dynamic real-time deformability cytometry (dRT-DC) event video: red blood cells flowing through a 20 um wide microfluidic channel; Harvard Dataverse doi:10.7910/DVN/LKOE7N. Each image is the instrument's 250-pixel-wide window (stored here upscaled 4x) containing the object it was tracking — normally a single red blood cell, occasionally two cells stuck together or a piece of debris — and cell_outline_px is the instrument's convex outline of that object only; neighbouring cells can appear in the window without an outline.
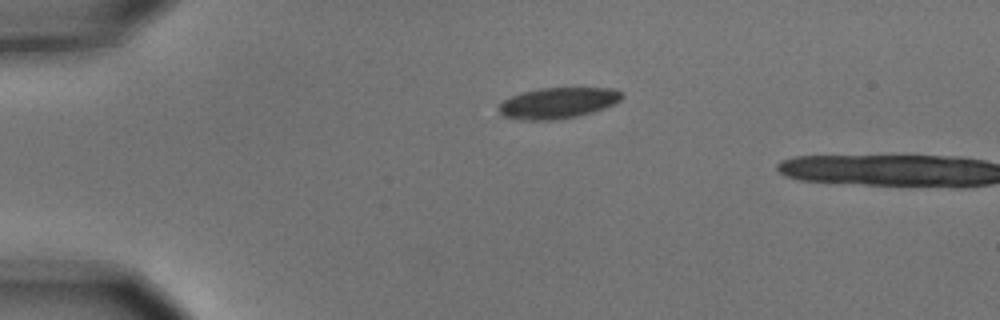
{"species": "common noctule bat (a hibernating species)", "species_latin": "Nyctalus noctula", "temperature_condition": "cold", "stored_images_in_passage": 2, "camera_frame_rate_fps": 3000, "um_per_image_px": 0.085, "animal": {"sex": "male", "body_mass_g": 15.6}, "frame": {"image": 1, "passage_image": 1, "time_ms": 0.0, "image_size_px": [1000, 320], "cell_outline_px": [[624, 96], [620, 100], [604, 108], [592, 112], [576, 116], [556, 120], [516, 120], [504, 116], [500, 112], [496, 104], [520, 92], [540, 88], [612, 88], [624, 92]], "centroid_in_image_um": [47.39, 8.75], "position_along_channel_um": 37.6, "area_um2": 22.37}}